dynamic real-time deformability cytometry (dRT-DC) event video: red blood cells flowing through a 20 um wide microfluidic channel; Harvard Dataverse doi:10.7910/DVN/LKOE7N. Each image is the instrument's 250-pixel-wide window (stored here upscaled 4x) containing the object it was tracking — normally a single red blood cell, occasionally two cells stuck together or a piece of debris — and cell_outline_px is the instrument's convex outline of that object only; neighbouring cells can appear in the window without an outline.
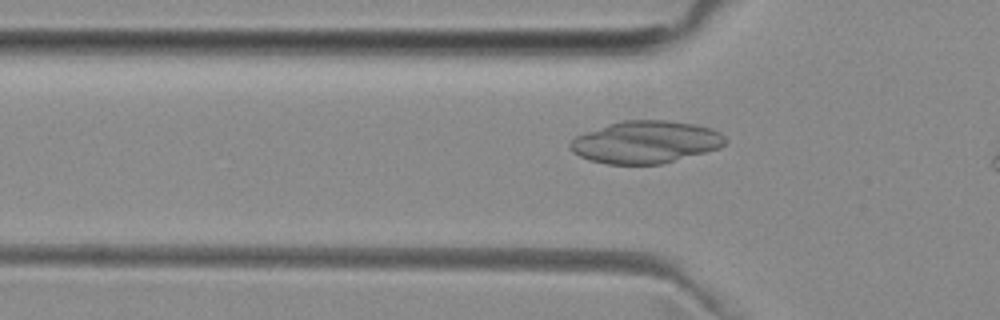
{"species": "common noctule bat (a hibernating species)", "species_latin": "Nyctalus noctula", "temperature_condition": "room temperature", "stored_images_in_passage": 6, "camera_frame_rate_fps": 3000, "um_per_image_px": 0.085, "animal": {"sex": "female", "body_mass_g": 29.2, "forearm_length_mm": 56.3}, "frame": {"image": 1, "passage_image": 3, "time_ms": 0.667, "image_size_px": [1000, 320], "cell_outline_px": [[728, 140], [720, 148], [660, 164], [608, 164], [588, 160], [572, 152], [568, 148], [568, 144], [576, 136], [608, 124], [624, 120], [668, 120], [692, 124], [712, 128], [720, 132]], "centroid_in_image_um": [54.87, 12.08], "position_along_channel_um": 70.9, "area_um2": 38.21}}